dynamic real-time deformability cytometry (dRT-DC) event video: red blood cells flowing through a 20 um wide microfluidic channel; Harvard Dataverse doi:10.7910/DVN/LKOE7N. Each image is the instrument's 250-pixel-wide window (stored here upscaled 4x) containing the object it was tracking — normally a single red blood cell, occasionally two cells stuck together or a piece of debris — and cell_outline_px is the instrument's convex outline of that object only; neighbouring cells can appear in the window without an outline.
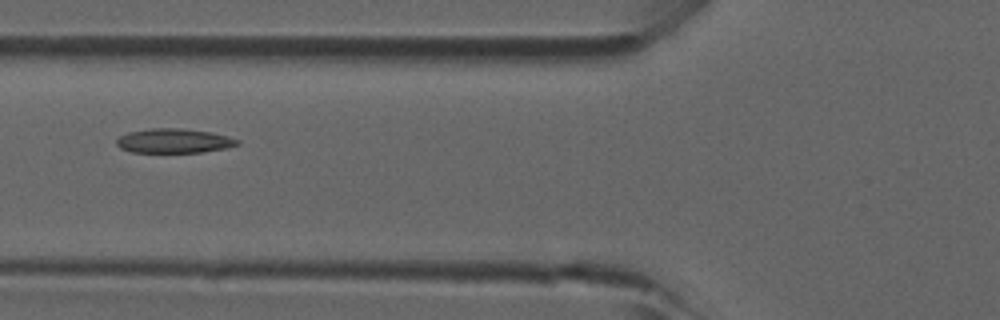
{"species": "common noctule bat (a hibernating species)", "species_latin": "Nyctalus noctula", "temperature_condition": "room temperature", "stored_images_in_passage": 6, "camera_frame_rate_fps": 3000, "um_per_image_px": 0.085, "animal": {"sex": "male", "forearm_length_mm": 52.5}, "frame": {"image": 1, "passage_image": 5, "time_ms": 1.333, "image_size_px": [1000, 320], "cell_outline_px": [[240, 144], [224, 148], [200, 152], [132, 152], [120, 148], [116, 144], [116, 140], [120, 136], [128, 132], [152, 128], [180, 128], [212, 132], [228, 136], [240, 140]], "centroid_in_image_um": [14.78, 11.96], "position_along_channel_um": 111.0, "area_um2": 17.11}}
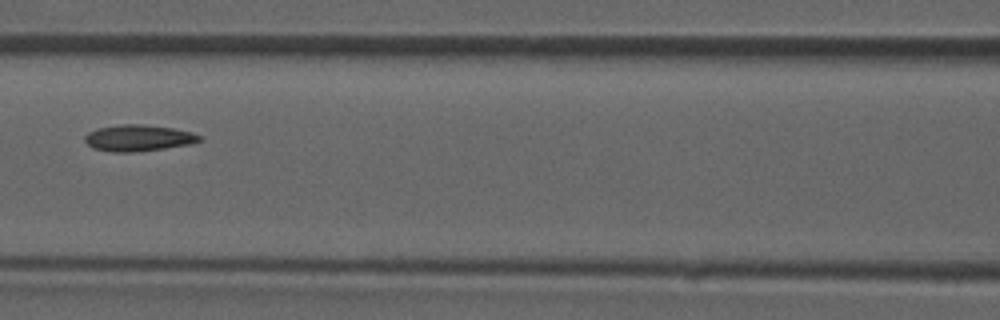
{"frame": {"image": 2, "passage_image": 6, "time_ms": 1.667, "image_size_px": [1000, 320], "cell_outline_px": [[200, 140], [192, 144], [164, 148], [132, 152], [112, 152], [92, 148], [84, 140], [84, 136], [88, 132], [96, 128], [124, 124], [144, 124], [172, 128], [192, 132], [200, 136]], "centroid_in_image_um": [11.73, 11.72], "position_along_channel_um": 154.9, "area_um2": 17.57}}